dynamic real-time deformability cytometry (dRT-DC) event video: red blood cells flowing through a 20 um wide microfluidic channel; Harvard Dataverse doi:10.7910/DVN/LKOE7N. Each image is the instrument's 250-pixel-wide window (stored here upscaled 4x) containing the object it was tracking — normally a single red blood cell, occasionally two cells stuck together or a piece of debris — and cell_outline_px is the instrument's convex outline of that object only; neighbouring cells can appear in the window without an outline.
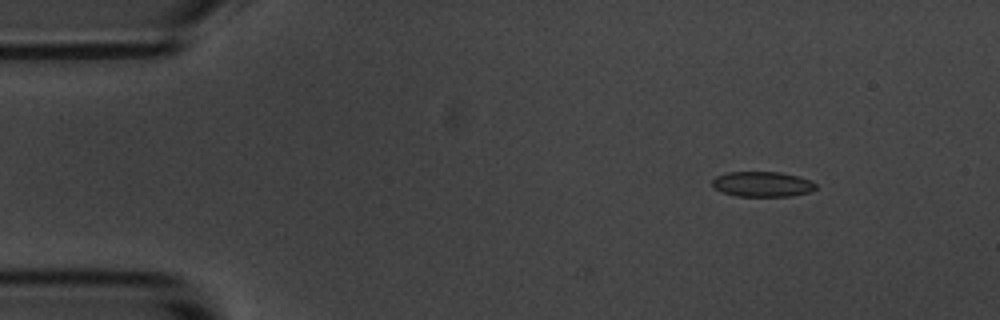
{"species": "common noctule bat (a hibernating species)", "species_latin": "Nyctalus noctula", "temperature_condition": "room temperature", "stored_images_in_passage": 5, "segment_of_instrument_passage": [1, 2], "camera_frame_rate_fps": 3000, "um_per_image_px": 0.085, "animal": {"sex": "male", "body_mass_g": 20.1, "forearm_length_mm": 53.5}, "frame": {"image": 1, "passage_image": 2, "time_ms": 1.333, "image_size_px": [1000, 320], "cell_outline_px": [[816, 188], [808, 192], [788, 196], [736, 196], [724, 192], [716, 188], [712, 184], [712, 180], [716, 176], [728, 172], [780, 172], [800, 176], [812, 180], [816, 184]], "centroid_in_image_um": [64.83, 15.64], "position_along_channel_um": 20.2, "area_um2": 15.14}}
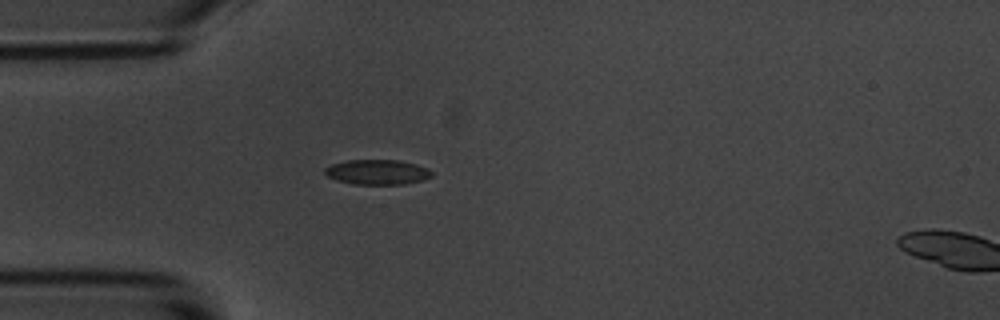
{"frame": {"image": 2, "passage_image": 4, "time_ms": 4.333, "image_size_px": [1000, 320], "cell_outline_px": [[432, 176], [420, 180], [404, 184], [352, 184], [336, 180], [328, 176], [324, 172], [324, 168], [332, 164], [348, 160], [400, 160], [416, 164], [428, 168], [432, 172]], "centroid_in_image_um": [32.06, 14.62], "position_along_channel_um": 52.9, "area_um2": 15.49}}